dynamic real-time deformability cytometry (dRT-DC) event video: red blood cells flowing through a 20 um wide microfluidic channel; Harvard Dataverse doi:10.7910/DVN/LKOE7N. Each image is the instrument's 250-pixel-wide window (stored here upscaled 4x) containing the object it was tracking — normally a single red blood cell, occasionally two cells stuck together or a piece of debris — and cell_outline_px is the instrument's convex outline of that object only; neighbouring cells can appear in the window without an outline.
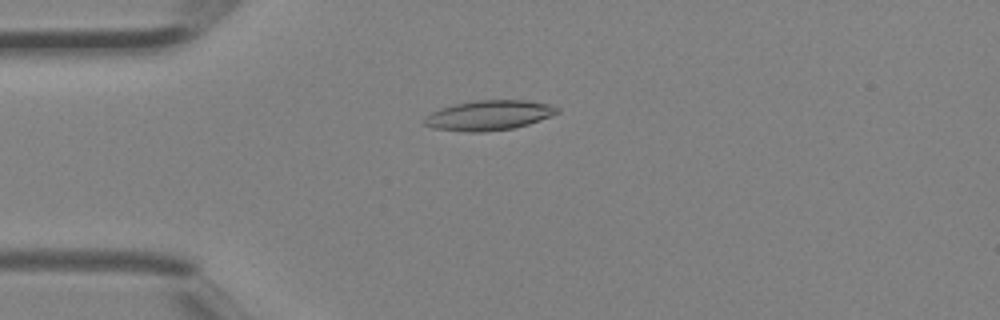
{"species": "Egyptian fruit bat (a non-hibernating species)", "species_latin": "Rousettus aegyptiacus", "temperature_condition": "room temperature", "stored_images_in_passage": 3, "camera_frame_rate_fps": 3000, "um_per_image_px": 0.085, "animal": {"sex": "female"}, "frame": {"image": 1, "passage_image": 3, "time_ms": 0.667, "image_size_px": [1000, 320], "cell_outline_px": [[560, 112], [540, 120], [528, 124], [512, 128], [484, 132], [468, 132], [432, 128], [424, 124], [424, 120], [432, 112], [440, 108], [456, 104], [476, 100], [524, 100], [548, 104], [560, 108]], "centroid_in_image_um": [41.57, 9.8], "position_along_channel_um": 43.4, "area_um2": 22.95}}